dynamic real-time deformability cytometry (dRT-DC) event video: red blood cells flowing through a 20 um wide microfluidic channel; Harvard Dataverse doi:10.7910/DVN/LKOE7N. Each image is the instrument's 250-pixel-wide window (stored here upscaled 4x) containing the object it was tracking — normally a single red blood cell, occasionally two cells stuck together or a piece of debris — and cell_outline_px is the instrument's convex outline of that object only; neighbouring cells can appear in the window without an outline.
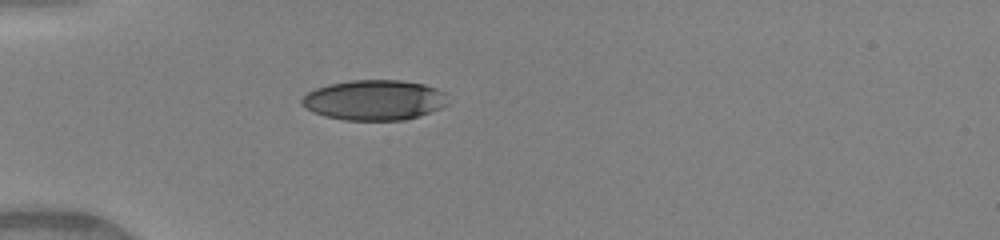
{"species": "human", "species_latin": "Homo sapiens", "temperature_condition": "warm", "stored_images_in_passage": 35, "camera_frame_rate_fps": 3000, "um_per_image_px": 0.085, "donor": {"sex": "female"}, "frame": {"image": 1, "passage_image": 1, "time_ms": 0.0, "image_size_px": [1000, 240], "cell_outline_px": [[448, 104], [440, 108], [404, 120], [344, 120], [324, 116], [312, 112], [300, 104], [300, 100], [308, 92], [316, 88], [328, 84], [352, 80], [400, 80], [424, 84], [436, 88], [444, 92]], "centroid_in_image_um": [31.78, 8.5], "position_along_channel_um": 53.2, "area_um2": 34.22}}
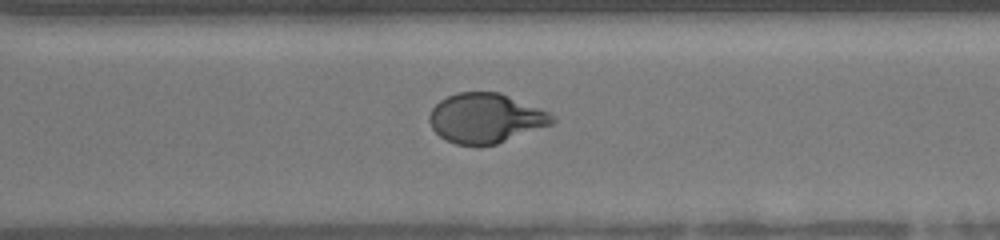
{"frame": {"image": 2, "passage_image": 22, "time_ms": 7.0, "image_size_px": [1000, 240], "cell_outline_px": [[556, 120], [552, 124], [496, 144], [456, 144], [444, 140], [432, 128], [428, 120], [428, 116], [432, 108], [440, 100], [456, 92], [500, 92], [548, 112]], "centroid_in_image_um": [41.24, 10.03], "position_along_channel_um": 329.4, "area_um2": 35.2}}
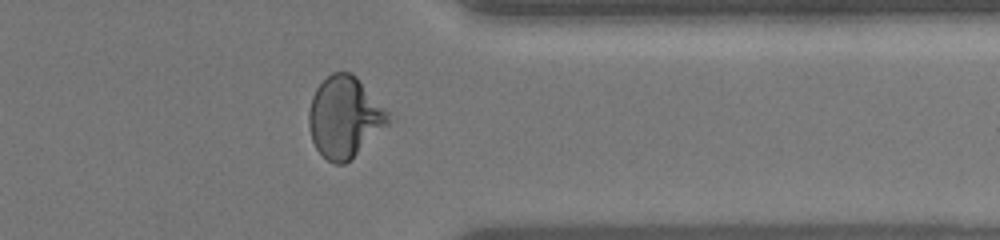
{"frame": {"image": 3, "passage_image": 26, "time_ms": 8.333, "image_size_px": [1000, 240], "cell_outline_px": [[388, 124], [344, 164], [336, 164], [328, 160], [316, 148], [312, 140], [308, 124], [308, 112], [312, 96], [316, 88], [332, 72], [352, 72], [356, 76], [388, 112]], "centroid_in_image_um": [29.24, 9.93], "position_along_channel_um": 382.2, "area_um2": 36.76}, "authors_computed_cell_mechanics": {"area_um2": 36.0672, "velocity_mm_per_s": 4.1721, "shape_relaxation_time_tau1_ms": 4.1362, "shape_relaxation_time_tau2_ms": 0.6948, "deformation_change_tau1": 0.2125, "deformation_change_tau2": 0.0551}}